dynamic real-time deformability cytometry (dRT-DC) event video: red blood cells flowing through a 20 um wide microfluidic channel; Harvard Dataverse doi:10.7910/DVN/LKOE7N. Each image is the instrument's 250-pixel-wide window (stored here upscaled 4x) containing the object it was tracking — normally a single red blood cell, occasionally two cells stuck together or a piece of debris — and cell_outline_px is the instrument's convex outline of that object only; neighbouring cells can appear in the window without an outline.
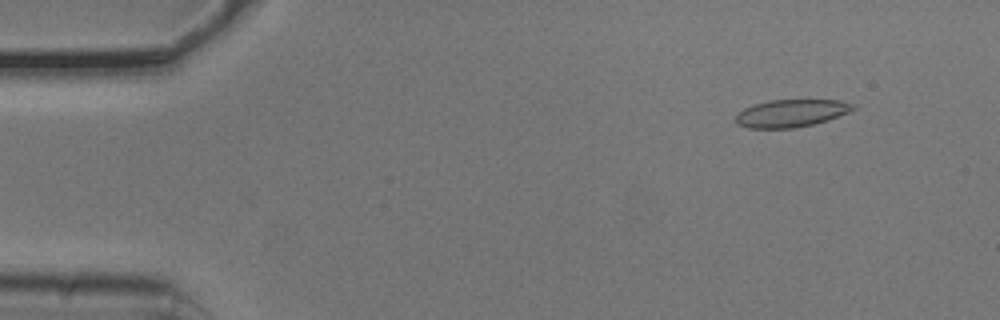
{"species": "common noctule bat (a hibernating species)", "species_latin": "Nyctalus noctula", "temperature_condition": "cold", "stored_images_in_passage": 53, "camera_frame_rate_fps": 3000, "um_per_image_px": 0.085, "animal": {"sex": "male", "body_mass_g": 20.5, "forearm_length_mm": 52.5}, "frame": {"image": 1, "passage_image": 5, "time_ms": 1.333, "image_size_px": [1000, 320], "cell_outline_px": [[856, 108], [848, 112], [828, 120], [796, 128], [748, 128], [736, 124], [736, 116], [744, 108], [752, 104], [768, 100], [840, 100], [856, 104]], "centroid_in_image_um": [67.25, 9.62], "position_along_channel_um": 17.7, "area_um2": 18.9}}
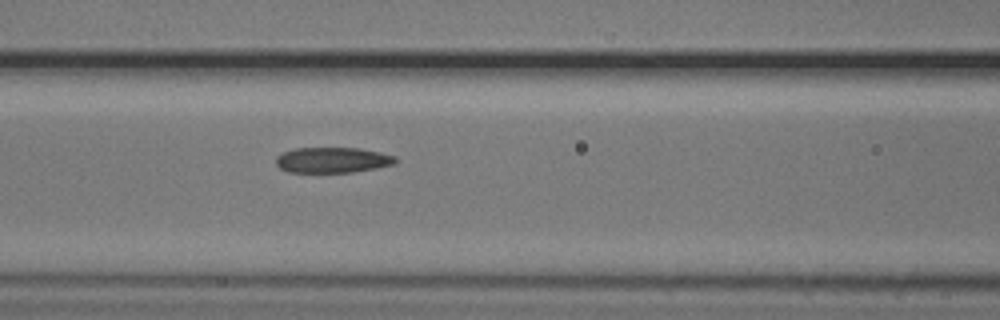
{"frame": {"image": 2, "passage_image": 22, "time_ms": 7.0, "image_size_px": [1000, 320], "cell_outline_px": [[396, 164], [376, 168], [352, 172], [288, 172], [280, 168], [276, 164], [276, 156], [284, 152], [296, 148], [360, 148], [380, 152], [396, 156]], "centroid_in_image_um": [28.28, 13.6], "position_along_channel_um": 138.3, "area_um2": 17.8}}
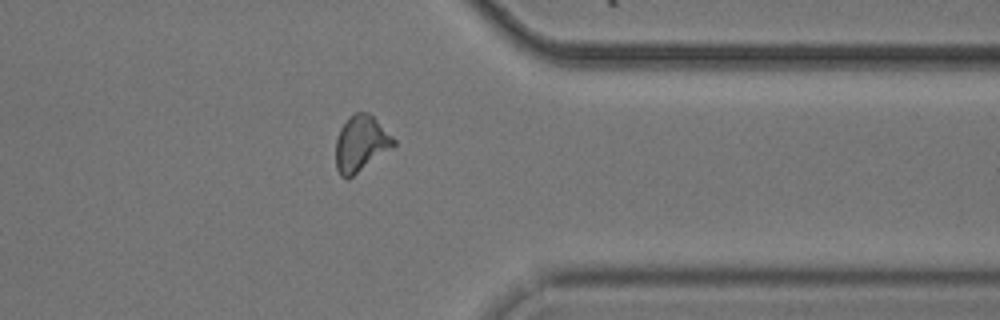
{"frame": {"image": 3, "passage_image": 42, "time_ms": 13.667, "image_size_px": [1000, 320], "cell_outline_px": [[396, 144], [348, 180], [340, 176], [336, 168], [336, 136], [340, 128], [348, 116], [356, 112], [368, 112], [396, 140]], "centroid_in_image_um": [30.63, 12.21], "position_along_channel_um": 380.8, "area_um2": 18.79}, "authors_computed_cell_mechanics": {"area_um2": 18.5538, "velocity_mm_per_s": 3.7656, "shape_relaxation_time_tau1_ms": null, "shape_relaxation_time_tau2_ms": 6.4659, "deformation_change_tau1": null, "deformation_change_tau2": 0.1593}}